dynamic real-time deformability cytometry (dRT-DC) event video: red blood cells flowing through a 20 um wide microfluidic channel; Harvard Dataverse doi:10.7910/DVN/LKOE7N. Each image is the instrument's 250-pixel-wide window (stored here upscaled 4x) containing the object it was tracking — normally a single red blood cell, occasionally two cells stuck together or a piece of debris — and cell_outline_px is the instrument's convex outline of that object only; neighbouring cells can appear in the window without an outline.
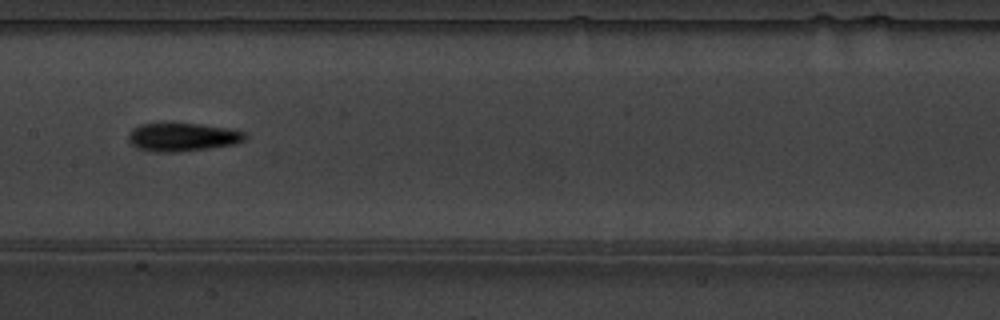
{"species": "common noctule bat (a hibernating species)", "species_latin": "Nyctalus noctula", "temperature_condition": "warm", "stored_images_in_passage": 13, "camera_frame_rate_fps": 3000, "um_per_image_px": 0.085, "animal": {"sex": "male", "body_mass_g": 19.5, "forearm_length_mm": 54.6}, "frame": {"image": 1, "passage_image": 6, "time_ms": 1.667, "image_size_px": [1000, 320], "cell_outline_px": [[248, 136], [244, 140], [236, 144], [208, 148], [176, 152], [156, 152], [136, 148], [128, 140], [128, 132], [132, 128], [140, 124], [172, 120], [236, 128], [248, 132]], "centroid_in_image_um": [15.54, 11.59], "position_along_channel_um": 191.9, "area_um2": 20.52}}
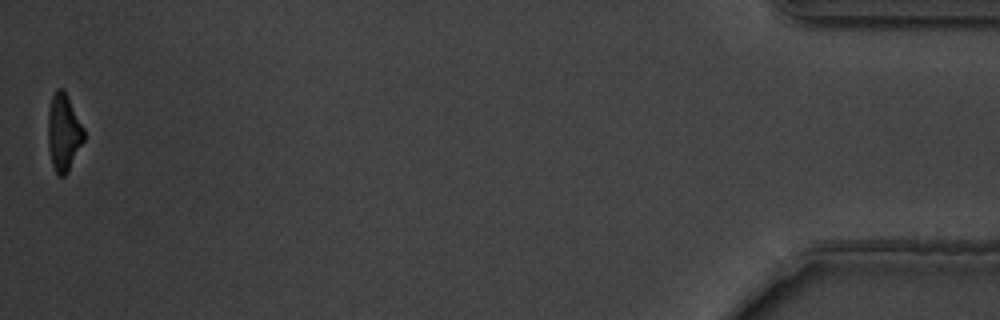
{"frame": {"image": 2, "passage_image": 13, "time_ms": 4.0, "image_size_px": [1000, 320], "cell_outline_px": [[84, 140], [68, 172], [64, 176], [56, 176], [52, 164], [48, 148], [48, 112], [52, 96], [56, 88], [64, 88], [84, 128]], "centroid_in_image_um": [5.4, 11.26], "position_along_channel_um": 429.8, "area_um2": 16.3}}